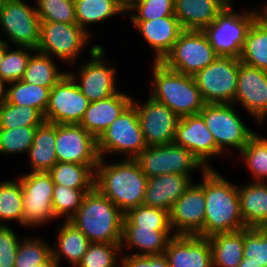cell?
I'll use <instances>...</instances> for the list:
<instances>
[{"label":"cell","instance_id":"obj_39","mask_svg":"<svg viewBox=\"0 0 267 267\" xmlns=\"http://www.w3.org/2000/svg\"><path fill=\"white\" fill-rule=\"evenodd\" d=\"M255 133L241 150L242 160L253 175L252 181L265 182L267 179V142Z\"/></svg>","mask_w":267,"mask_h":267},{"label":"cell","instance_id":"obj_28","mask_svg":"<svg viewBox=\"0 0 267 267\" xmlns=\"http://www.w3.org/2000/svg\"><path fill=\"white\" fill-rule=\"evenodd\" d=\"M55 141V123L43 121L37 126L33 144L27 153L31 172H48L58 162Z\"/></svg>","mask_w":267,"mask_h":267},{"label":"cell","instance_id":"obj_6","mask_svg":"<svg viewBox=\"0 0 267 267\" xmlns=\"http://www.w3.org/2000/svg\"><path fill=\"white\" fill-rule=\"evenodd\" d=\"M146 147L137 109L132 103L97 139L100 158L119 154L122 159H135Z\"/></svg>","mask_w":267,"mask_h":267},{"label":"cell","instance_id":"obj_50","mask_svg":"<svg viewBox=\"0 0 267 267\" xmlns=\"http://www.w3.org/2000/svg\"><path fill=\"white\" fill-rule=\"evenodd\" d=\"M34 267H59V265L58 262L54 259L53 255L51 254L44 262Z\"/></svg>","mask_w":267,"mask_h":267},{"label":"cell","instance_id":"obj_41","mask_svg":"<svg viewBox=\"0 0 267 267\" xmlns=\"http://www.w3.org/2000/svg\"><path fill=\"white\" fill-rule=\"evenodd\" d=\"M121 243H91L76 267L121 266Z\"/></svg>","mask_w":267,"mask_h":267},{"label":"cell","instance_id":"obj_11","mask_svg":"<svg viewBox=\"0 0 267 267\" xmlns=\"http://www.w3.org/2000/svg\"><path fill=\"white\" fill-rule=\"evenodd\" d=\"M90 35L77 23L40 21V40L37 50L68 65L73 63L86 48ZM81 52V53H80Z\"/></svg>","mask_w":267,"mask_h":267},{"label":"cell","instance_id":"obj_44","mask_svg":"<svg viewBox=\"0 0 267 267\" xmlns=\"http://www.w3.org/2000/svg\"><path fill=\"white\" fill-rule=\"evenodd\" d=\"M40 21L76 23L74 0H36Z\"/></svg>","mask_w":267,"mask_h":267},{"label":"cell","instance_id":"obj_8","mask_svg":"<svg viewBox=\"0 0 267 267\" xmlns=\"http://www.w3.org/2000/svg\"><path fill=\"white\" fill-rule=\"evenodd\" d=\"M239 59L218 56L194 75L205 104H233L238 81Z\"/></svg>","mask_w":267,"mask_h":267},{"label":"cell","instance_id":"obj_1","mask_svg":"<svg viewBox=\"0 0 267 267\" xmlns=\"http://www.w3.org/2000/svg\"><path fill=\"white\" fill-rule=\"evenodd\" d=\"M202 175L198 184L204 189L206 202L203 237L247 228L242 220L238 186L213 168Z\"/></svg>","mask_w":267,"mask_h":267},{"label":"cell","instance_id":"obj_49","mask_svg":"<svg viewBox=\"0 0 267 267\" xmlns=\"http://www.w3.org/2000/svg\"><path fill=\"white\" fill-rule=\"evenodd\" d=\"M121 267H170L167 257L163 255L136 256L123 254Z\"/></svg>","mask_w":267,"mask_h":267},{"label":"cell","instance_id":"obj_12","mask_svg":"<svg viewBox=\"0 0 267 267\" xmlns=\"http://www.w3.org/2000/svg\"><path fill=\"white\" fill-rule=\"evenodd\" d=\"M0 26L10 43L37 50L40 18L35 6H29L24 0H3L0 4Z\"/></svg>","mask_w":267,"mask_h":267},{"label":"cell","instance_id":"obj_17","mask_svg":"<svg viewBox=\"0 0 267 267\" xmlns=\"http://www.w3.org/2000/svg\"><path fill=\"white\" fill-rule=\"evenodd\" d=\"M58 162L98 164L97 139L79 124H56Z\"/></svg>","mask_w":267,"mask_h":267},{"label":"cell","instance_id":"obj_53","mask_svg":"<svg viewBox=\"0 0 267 267\" xmlns=\"http://www.w3.org/2000/svg\"><path fill=\"white\" fill-rule=\"evenodd\" d=\"M8 45L9 44L7 42H5L4 39L3 40L0 39V65L3 61L5 51L9 47Z\"/></svg>","mask_w":267,"mask_h":267},{"label":"cell","instance_id":"obj_10","mask_svg":"<svg viewBox=\"0 0 267 267\" xmlns=\"http://www.w3.org/2000/svg\"><path fill=\"white\" fill-rule=\"evenodd\" d=\"M135 160L147 178L174 173L191 177V172L206 168L187 149L170 143L166 145L147 146Z\"/></svg>","mask_w":267,"mask_h":267},{"label":"cell","instance_id":"obj_35","mask_svg":"<svg viewBox=\"0 0 267 267\" xmlns=\"http://www.w3.org/2000/svg\"><path fill=\"white\" fill-rule=\"evenodd\" d=\"M5 100L13 105L29 106L37 109L43 116L48 105L51 88L27 84L19 80L7 83Z\"/></svg>","mask_w":267,"mask_h":267},{"label":"cell","instance_id":"obj_47","mask_svg":"<svg viewBox=\"0 0 267 267\" xmlns=\"http://www.w3.org/2000/svg\"><path fill=\"white\" fill-rule=\"evenodd\" d=\"M174 1L140 0L127 10V12L130 11L129 13H131H128V16L131 21H148L165 16H175Z\"/></svg>","mask_w":267,"mask_h":267},{"label":"cell","instance_id":"obj_15","mask_svg":"<svg viewBox=\"0 0 267 267\" xmlns=\"http://www.w3.org/2000/svg\"><path fill=\"white\" fill-rule=\"evenodd\" d=\"M90 101L66 73L50 90L44 121L55 124H79Z\"/></svg>","mask_w":267,"mask_h":267},{"label":"cell","instance_id":"obj_51","mask_svg":"<svg viewBox=\"0 0 267 267\" xmlns=\"http://www.w3.org/2000/svg\"><path fill=\"white\" fill-rule=\"evenodd\" d=\"M6 84H7V82L0 75V103L3 102L5 100V97H6V89H7V88H5Z\"/></svg>","mask_w":267,"mask_h":267},{"label":"cell","instance_id":"obj_30","mask_svg":"<svg viewBox=\"0 0 267 267\" xmlns=\"http://www.w3.org/2000/svg\"><path fill=\"white\" fill-rule=\"evenodd\" d=\"M212 250V267H237L244 253V229L216 233L208 237Z\"/></svg>","mask_w":267,"mask_h":267},{"label":"cell","instance_id":"obj_56","mask_svg":"<svg viewBox=\"0 0 267 267\" xmlns=\"http://www.w3.org/2000/svg\"><path fill=\"white\" fill-rule=\"evenodd\" d=\"M228 4H233V0H225Z\"/></svg>","mask_w":267,"mask_h":267},{"label":"cell","instance_id":"obj_33","mask_svg":"<svg viewBox=\"0 0 267 267\" xmlns=\"http://www.w3.org/2000/svg\"><path fill=\"white\" fill-rule=\"evenodd\" d=\"M76 23L90 36L89 24L111 19L116 14H127L119 0H74Z\"/></svg>","mask_w":267,"mask_h":267},{"label":"cell","instance_id":"obj_40","mask_svg":"<svg viewBox=\"0 0 267 267\" xmlns=\"http://www.w3.org/2000/svg\"><path fill=\"white\" fill-rule=\"evenodd\" d=\"M92 189H72L68 186L54 184L52 205L55 218L66 216L69 221L81 206L83 197Z\"/></svg>","mask_w":267,"mask_h":267},{"label":"cell","instance_id":"obj_36","mask_svg":"<svg viewBox=\"0 0 267 267\" xmlns=\"http://www.w3.org/2000/svg\"><path fill=\"white\" fill-rule=\"evenodd\" d=\"M23 191L19 178L0 182V225L18 221L23 225ZM5 222V223H4Z\"/></svg>","mask_w":267,"mask_h":267},{"label":"cell","instance_id":"obj_43","mask_svg":"<svg viewBox=\"0 0 267 267\" xmlns=\"http://www.w3.org/2000/svg\"><path fill=\"white\" fill-rule=\"evenodd\" d=\"M41 237L20 241L14 267H34L44 262L51 254V246Z\"/></svg>","mask_w":267,"mask_h":267},{"label":"cell","instance_id":"obj_7","mask_svg":"<svg viewBox=\"0 0 267 267\" xmlns=\"http://www.w3.org/2000/svg\"><path fill=\"white\" fill-rule=\"evenodd\" d=\"M217 57L203 30H183L161 63L170 70L194 76Z\"/></svg>","mask_w":267,"mask_h":267},{"label":"cell","instance_id":"obj_25","mask_svg":"<svg viewBox=\"0 0 267 267\" xmlns=\"http://www.w3.org/2000/svg\"><path fill=\"white\" fill-rule=\"evenodd\" d=\"M228 5L225 0H175V16L183 30H204Z\"/></svg>","mask_w":267,"mask_h":267},{"label":"cell","instance_id":"obj_23","mask_svg":"<svg viewBox=\"0 0 267 267\" xmlns=\"http://www.w3.org/2000/svg\"><path fill=\"white\" fill-rule=\"evenodd\" d=\"M132 97L118 91L114 95L90 102L79 125L98 139L109 125L132 103Z\"/></svg>","mask_w":267,"mask_h":267},{"label":"cell","instance_id":"obj_45","mask_svg":"<svg viewBox=\"0 0 267 267\" xmlns=\"http://www.w3.org/2000/svg\"><path fill=\"white\" fill-rule=\"evenodd\" d=\"M8 47L5 51L3 61L0 65V75L7 82L19 81L23 78L31 57L30 51L35 52L33 48L19 47L14 50Z\"/></svg>","mask_w":267,"mask_h":267},{"label":"cell","instance_id":"obj_19","mask_svg":"<svg viewBox=\"0 0 267 267\" xmlns=\"http://www.w3.org/2000/svg\"><path fill=\"white\" fill-rule=\"evenodd\" d=\"M206 202L204 189L192 185L173 204L170 225L174 235H199L203 237Z\"/></svg>","mask_w":267,"mask_h":267},{"label":"cell","instance_id":"obj_18","mask_svg":"<svg viewBox=\"0 0 267 267\" xmlns=\"http://www.w3.org/2000/svg\"><path fill=\"white\" fill-rule=\"evenodd\" d=\"M233 104L242 105L256 122L262 124L267 119V71L246 65L239 60Z\"/></svg>","mask_w":267,"mask_h":267},{"label":"cell","instance_id":"obj_31","mask_svg":"<svg viewBox=\"0 0 267 267\" xmlns=\"http://www.w3.org/2000/svg\"><path fill=\"white\" fill-rule=\"evenodd\" d=\"M239 60L246 65L267 71V20L261 14L246 34Z\"/></svg>","mask_w":267,"mask_h":267},{"label":"cell","instance_id":"obj_29","mask_svg":"<svg viewBox=\"0 0 267 267\" xmlns=\"http://www.w3.org/2000/svg\"><path fill=\"white\" fill-rule=\"evenodd\" d=\"M57 232V242L51 247L54 259L59 267L62 257L76 267L87 252L90 240L73 223L66 220L62 225L60 223Z\"/></svg>","mask_w":267,"mask_h":267},{"label":"cell","instance_id":"obj_22","mask_svg":"<svg viewBox=\"0 0 267 267\" xmlns=\"http://www.w3.org/2000/svg\"><path fill=\"white\" fill-rule=\"evenodd\" d=\"M131 22L145 42L154 50V62H161L164 59L183 31L176 16Z\"/></svg>","mask_w":267,"mask_h":267},{"label":"cell","instance_id":"obj_54","mask_svg":"<svg viewBox=\"0 0 267 267\" xmlns=\"http://www.w3.org/2000/svg\"><path fill=\"white\" fill-rule=\"evenodd\" d=\"M237 267H258L256 263H253L246 257H243L241 263Z\"/></svg>","mask_w":267,"mask_h":267},{"label":"cell","instance_id":"obj_48","mask_svg":"<svg viewBox=\"0 0 267 267\" xmlns=\"http://www.w3.org/2000/svg\"><path fill=\"white\" fill-rule=\"evenodd\" d=\"M19 243L10 225H0V267H14Z\"/></svg>","mask_w":267,"mask_h":267},{"label":"cell","instance_id":"obj_9","mask_svg":"<svg viewBox=\"0 0 267 267\" xmlns=\"http://www.w3.org/2000/svg\"><path fill=\"white\" fill-rule=\"evenodd\" d=\"M233 107L234 104H205L199 112L223 154L227 147L236 148L241 152L256 133L243 123Z\"/></svg>","mask_w":267,"mask_h":267},{"label":"cell","instance_id":"obj_42","mask_svg":"<svg viewBox=\"0 0 267 267\" xmlns=\"http://www.w3.org/2000/svg\"><path fill=\"white\" fill-rule=\"evenodd\" d=\"M37 126L0 129V154L28 153Z\"/></svg>","mask_w":267,"mask_h":267},{"label":"cell","instance_id":"obj_38","mask_svg":"<svg viewBox=\"0 0 267 267\" xmlns=\"http://www.w3.org/2000/svg\"><path fill=\"white\" fill-rule=\"evenodd\" d=\"M43 115L35 108L13 105L6 100L0 103V129L39 126Z\"/></svg>","mask_w":267,"mask_h":267},{"label":"cell","instance_id":"obj_21","mask_svg":"<svg viewBox=\"0 0 267 267\" xmlns=\"http://www.w3.org/2000/svg\"><path fill=\"white\" fill-rule=\"evenodd\" d=\"M164 255L170 267H212V250L207 237L174 235Z\"/></svg>","mask_w":267,"mask_h":267},{"label":"cell","instance_id":"obj_20","mask_svg":"<svg viewBox=\"0 0 267 267\" xmlns=\"http://www.w3.org/2000/svg\"><path fill=\"white\" fill-rule=\"evenodd\" d=\"M174 143L190 151L206 169H212L208 160L224 155L200 114L180 118Z\"/></svg>","mask_w":267,"mask_h":267},{"label":"cell","instance_id":"obj_14","mask_svg":"<svg viewBox=\"0 0 267 267\" xmlns=\"http://www.w3.org/2000/svg\"><path fill=\"white\" fill-rule=\"evenodd\" d=\"M104 50L102 45H93L89 53L91 59L81 65L79 74L76 76L73 72H67L90 102L108 98L119 91L116 85L117 69L104 60Z\"/></svg>","mask_w":267,"mask_h":267},{"label":"cell","instance_id":"obj_24","mask_svg":"<svg viewBox=\"0 0 267 267\" xmlns=\"http://www.w3.org/2000/svg\"><path fill=\"white\" fill-rule=\"evenodd\" d=\"M190 176L166 173L148 178L142 205L171 211L173 204L192 185Z\"/></svg>","mask_w":267,"mask_h":267},{"label":"cell","instance_id":"obj_5","mask_svg":"<svg viewBox=\"0 0 267 267\" xmlns=\"http://www.w3.org/2000/svg\"><path fill=\"white\" fill-rule=\"evenodd\" d=\"M232 7V4H228L215 21L203 31L218 56L239 59L246 34L260 15V10L252 9L236 13Z\"/></svg>","mask_w":267,"mask_h":267},{"label":"cell","instance_id":"obj_52","mask_svg":"<svg viewBox=\"0 0 267 267\" xmlns=\"http://www.w3.org/2000/svg\"><path fill=\"white\" fill-rule=\"evenodd\" d=\"M140 0H119L121 7L127 12V10L132 7L136 2Z\"/></svg>","mask_w":267,"mask_h":267},{"label":"cell","instance_id":"obj_32","mask_svg":"<svg viewBox=\"0 0 267 267\" xmlns=\"http://www.w3.org/2000/svg\"><path fill=\"white\" fill-rule=\"evenodd\" d=\"M97 164L57 162L49 171L54 184L72 189H93Z\"/></svg>","mask_w":267,"mask_h":267},{"label":"cell","instance_id":"obj_13","mask_svg":"<svg viewBox=\"0 0 267 267\" xmlns=\"http://www.w3.org/2000/svg\"><path fill=\"white\" fill-rule=\"evenodd\" d=\"M19 180L23 191V226H40L56 219L52 205L54 183L50 174L29 171Z\"/></svg>","mask_w":267,"mask_h":267},{"label":"cell","instance_id":"obj_16","mask_svg":"<svg viewBox=\"0 0 267 267\" xmlns=\"http://www.w3.org/2000/svg\"><path fill=\"white\" fill-rule=\"evenodd\" d=\"M132 99L147 146L166 145L174 143L180 117L166 105L149 96L145 104H139Z\"/></svg>","mask_w":267,"mask_h":267},{"label":"cell","instance_id":"obj_37","mask_svg":"<svg viewBox=\"0 0 267 267\" xmlns=\"http://www.w3.org/2000/svg\"><path fill=\"white\" fill-rule=\"evenodd\" d=\"M123 227H140L152 230H172L169 212L158 207L140 205L129 210L123 219Z\"/></svg>","mask_w":267,"mask_h":267},{"label":"cell","instance_id":"obj_2","mask_svg":"<svg viewBox=\"0 0 267 267\" xmlns=\"http://www.w3.org/2000/svg\"><path fill=\"white\" fill-rule=\"evenodd\" d=\"M105 161L106 159L100 158L95 168L94 187L124 214L142 205L148 178L138 162L122 157L115 163Z\"/></svg>","mask_w":267,"mask_h":267},{"label":"cell","instance_id":"obj_26","mask_svg":"<svg viewBox=\"0 0 267 267\" xmlns=\"http://www.w3.org/2000/svg\"><path fill=\"white\" fill-rule=\"evenodd\" d=\"M238 194L245 226L267 228V182L251 181L239 186Z\"/></svg>","mask_w":267,"mask_h":267},{"label":"cell","instance_id":"obj_46","mask_svg":"<svg viewBox=\"0 0 267 267\" xmlns=\"http://www.w3.org/2000/svg\"><path fill=\"white\" fill-rule=\"evenodd\" d=\"M258 267L267 266V228L244 229V253Z\"/></svg>","mask_w":267,"mask_h":267},{"label":"cell","instance_id":"obj_3","mask_svg":"<svg viewBox=\"0 0 267 267\" xmlns=\"http://www.w3.org/2000/svg\"><path fill=\"white\" fill-rule=\"evenodd\" d=\"M125 214L95 187L69 220L91 243H121Z\"/></svg>","mask_w":267,"mask_h":267},{"label":"cell","instance_id":"obj_27","mask_svg":"<svg viewBox=\"0 0 267 267\" xmlns=\"http://www.w3.org/2000/svg\"><path fill=\"white\" fill-rule=\"evenodd\" d=\"M172 230H152L140 227H123L121 252L124 246L128 249H138L139 252L132 255L136 256H153L163 255L169 239L174 236ZM141 251V252H140Z\"/></svg>","mask_w":267,"mask_h":267},{"label":"cell","instance_id":"obj_55","mask_svg":"<svg viewBox=\"0 0 267 267\" xmlns=\"http://www.w3.org/2000/svg\"><path fill=\"white\" fill-rule=\"evenodd\" d=\"M260 14L267 20V8H265L263 11L260 10Z\"/></svg>","mask_w":267,"mask_h":267},{"label":"cell","instance_id":"obj_34","mask_svg":"<svg viewBox=\"0 0 267 267\" xmlns=\"http://www.w3.org/2000/svg\"><path fill=\"white\" fill-rule=\"evenodd\" d=\"M34 53L31 54L21 80L27 84L52 88L67 72H61L51 56L38 50Z\"/></svg>","mask_w":267,"mask_h":267},{"label":"cell","instance_id":"obj_4","mask_svg":"<svg viewBox=\"0 0 267 267\" xmlns=\"http://www.w3.org/2000/svg\"><path fill=\"white\" fill-rule=\"evenodd\" d=\"M150 97L163 103L180 118L199 114L205 102L194 76L166 68L161 62L152 65Z\"/></svg>","mask_w":267,"mask_h":267}]
</instances>
